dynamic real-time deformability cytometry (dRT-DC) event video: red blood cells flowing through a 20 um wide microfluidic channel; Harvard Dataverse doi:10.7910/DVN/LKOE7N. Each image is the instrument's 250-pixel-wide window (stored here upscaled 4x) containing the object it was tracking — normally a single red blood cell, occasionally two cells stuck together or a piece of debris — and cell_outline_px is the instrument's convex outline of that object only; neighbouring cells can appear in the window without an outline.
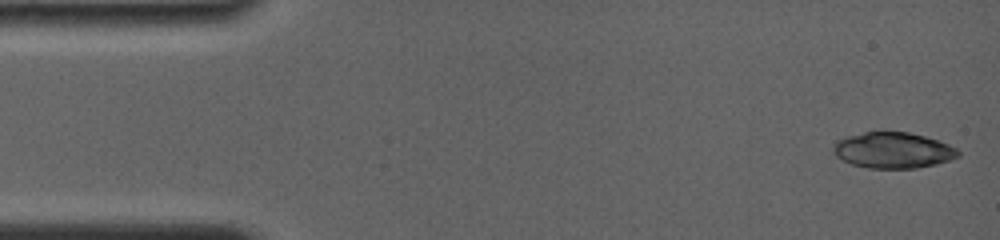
{"species": "common noctule bat (a hibernating species)", "species_latin": "Nyctalus noctula", "temperature_condition": "room temperature", "stored_images_in_passage": 12, "camera_frame_rate_fps": 4000, "um_per_image_px": 0.085, "animal": {"sex": "female", "body_mass_g": 19.0, "forearm_length_mm": 56.7}, "frame": {"image": 1, "passage_image": 1, "time_ms": 0.0, "image_size_px": [1000, 240], "cell_outline_px": [[960, 156], [936, 164], [916, 168], [868, 168], [852, 164], [836, 156], [832, 152], [832, 144], [836, 140], [848, 136], [864, 132], [908, 132], [924, 136], [948, 144], [956, 148], [960, 152]], "centroid_in_image_um": [75.88, 12.77], "position_along_channel_um": 9.1, "area_um2": 26.07}}
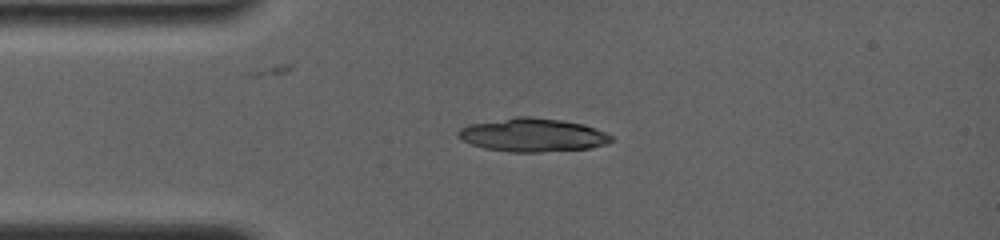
{"frame": {"image": 2, "passage_image": 10, "time_ms": 3.25, "image_size_px": [1000, 240], "cell_outline_px": [[616, 140], [608, 144], [588, 148], [540, 152], [508, 152], [484, 148], [472, 144], [464, 140], [460, 136], [460, 128], [472, 124], [516, 116], [528, 116], [560, 120], [584, 124], [596, 128], [612, 136]], "centroid_in_image_um": [45.35, 11.48], "position_along_channel_um": 39.6, "area_um2": 29.59}}